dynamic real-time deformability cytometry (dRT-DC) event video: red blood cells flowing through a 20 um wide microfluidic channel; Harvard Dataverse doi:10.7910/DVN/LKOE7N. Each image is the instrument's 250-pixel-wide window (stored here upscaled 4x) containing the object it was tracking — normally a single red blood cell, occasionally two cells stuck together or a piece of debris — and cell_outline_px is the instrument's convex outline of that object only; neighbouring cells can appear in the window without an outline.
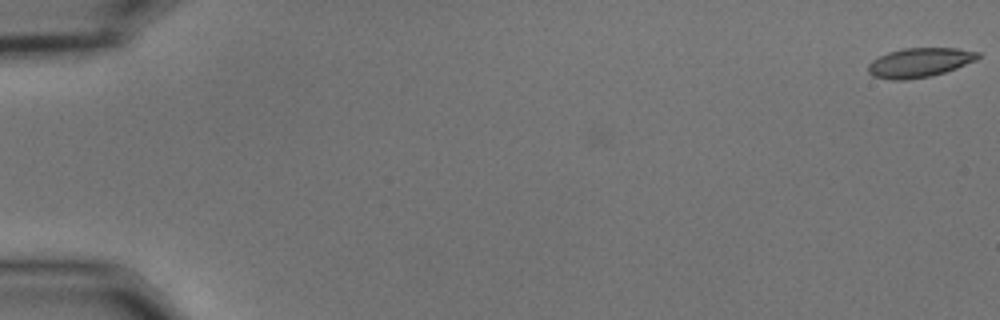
{"species": "common noctule bat (a hibernating species)", "species_latin": "Nyctalus noctula", "temperature_condition": "cold", "stored_images_in_passage": 57, "camera_frame_rate_fps": 3000, "um_per_image_px": 0.085, "animal": {"sex": "male", "body_mass_g": 15.6}, "frame": {"image": 1, "passage_image": 1, "time_ms": 0.0, "image_size_px": [1000, 320], "cell_outline_px": [[980, 56], [976, 60], [956, 68], [932, 76], [904, 80], [892, 80], [872, 76], [868, 72], [868, 64], [872, 60], [888, 52], [904, 48], [956, 48], [980, 52]], "centroid_in_image_um": [78.15, 5.32], "position_along_channel_um": 6.9, "area_um2": 18.79}}
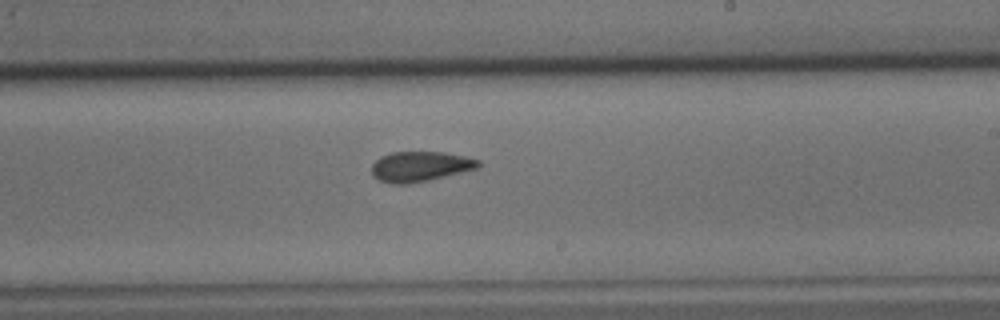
{"frame": {"image": 2, "passage_image": 35, "time_ms": 11.333, "image_size_px": [1000, 320], "cell_outline_px": [[480, 164], [476, 168], [428, 180], [408, 184], [392, 184], [380, 180], [372, 176], [372, 164], [380, 156], [392, 152], [444, 152], [464, 156], [480, 160]], "centroid_in_image_um": [35.67, 14.14], "position_along_channel_um": 253.3, "area_um2": 18.55}}
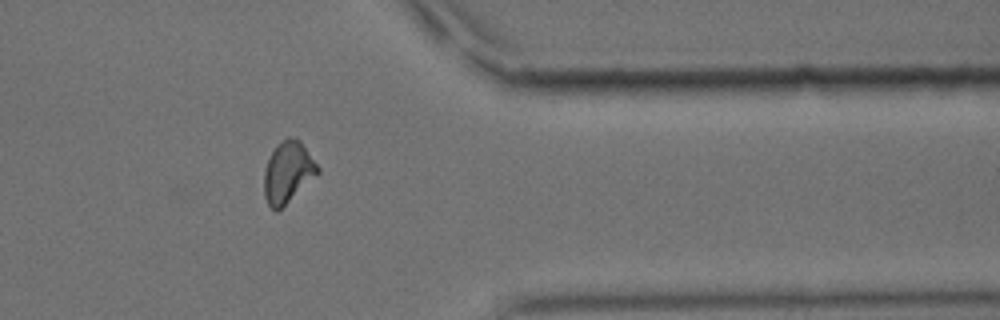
{"frame": {"image": 3, "passage_image": 47, "time_ms": 15.333, "image_size_px": [1000, 320], "cell_outline_px": [[320, 172], [276, 212], [268, 204], [264, 196], [264, 172], [268, 160], [276, 144], [288, 136], [292, 136], [300, 140], [320, 168]], "centroid_in_image_um": [24.47, 14.6], "position_along_channel_um": 386.9, "area_um2": 18.96}, "authors_computed_cell_mechanics": {"area_um2": 18.9584, "velocity_mm_per_s": 3.6104, "shape_relaxation_time_tau1_ms": 7.7448, "shape_relaxation_time_tau2_ms": 3.2711, "deformation_change_tau1": 0.185, "deformation_change_tau2": 0.0842}}